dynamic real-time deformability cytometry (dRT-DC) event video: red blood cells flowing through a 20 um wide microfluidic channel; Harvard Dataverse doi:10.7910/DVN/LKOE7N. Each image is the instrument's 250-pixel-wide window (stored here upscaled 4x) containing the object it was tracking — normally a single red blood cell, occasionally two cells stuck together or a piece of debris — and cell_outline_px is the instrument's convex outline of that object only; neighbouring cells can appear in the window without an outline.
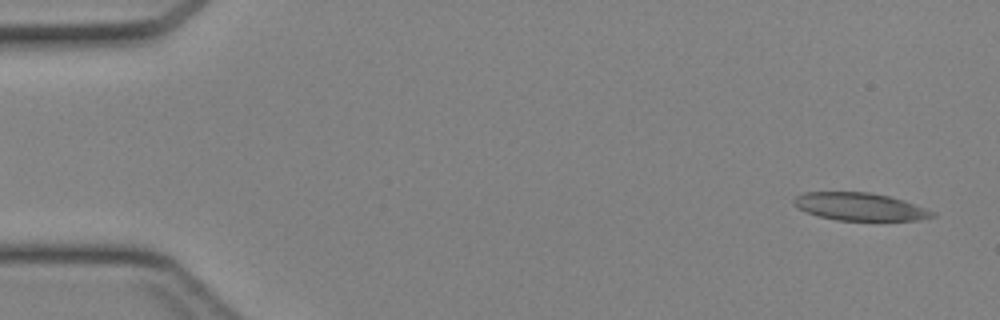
{"species": "Egyptian fruit bat (a non-hibernating species)", "species_latin": "Rousettus aegyptiacus", "temperature_condition": "cold", "stored_images_in_passage": 45, "camera_frame_rate_fps": 3000, "um_per_image_px": 0.085, "animal": {"sex": "female"}, "frame": {"image": 1, "passage_image": 2, "time_ms": 0.333, "image_size_px": [1000, 320], "cell_outline_px": [[936, 216], [920, 220], [836, 220], [816, 216], [792, 204], [792, 200], [796, 196], [804, 192], [868, 192], [888, 196], [904, 200], [936, 212]], "centroid_in_image_um": [73.09, 17.57], "position_along_channel_um": 11.9, "area_um2": 22.37}}
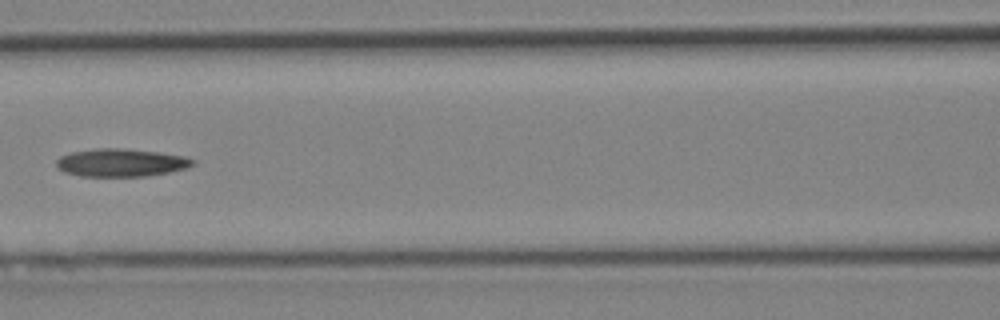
{"frame": {"image": 2, "passage_image": 20, "time_ms": 6.333, "image_size_px": [1000, 320], "cell_outline_px": [[196, 164], [184, 168], [168, 172], [144, 176], [80, 176], [64, 172], [56, 164], [56, 160], [60, 156], [72, 152], [96, 148], [120, 148], [160, 152], [184, 156], [196, 160]], "centroid_in_image_um": [10.29, 13.82], "position_along_channel_um": 156.3, "area_um2": 22.08}}
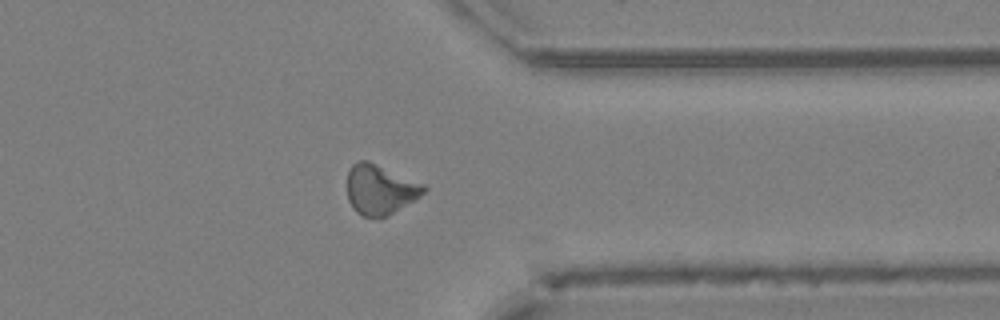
{"frame": {"image": 3, "passage_image": 35, "time_ms": 11.333, "image_size_px": [1000, 320], "cell_outline_px": [[428, 188], [420, 196], [388, 216], [364, 216], [356, 212], [352, 208], [348, 200], [348, 172], [352, 164], [360, 160], [368, 160], [424, 184]], "centroid_in_image_um": [32.3, 16.1], "position_along_channel_um": 379.1, "area_um2": 22.08}}